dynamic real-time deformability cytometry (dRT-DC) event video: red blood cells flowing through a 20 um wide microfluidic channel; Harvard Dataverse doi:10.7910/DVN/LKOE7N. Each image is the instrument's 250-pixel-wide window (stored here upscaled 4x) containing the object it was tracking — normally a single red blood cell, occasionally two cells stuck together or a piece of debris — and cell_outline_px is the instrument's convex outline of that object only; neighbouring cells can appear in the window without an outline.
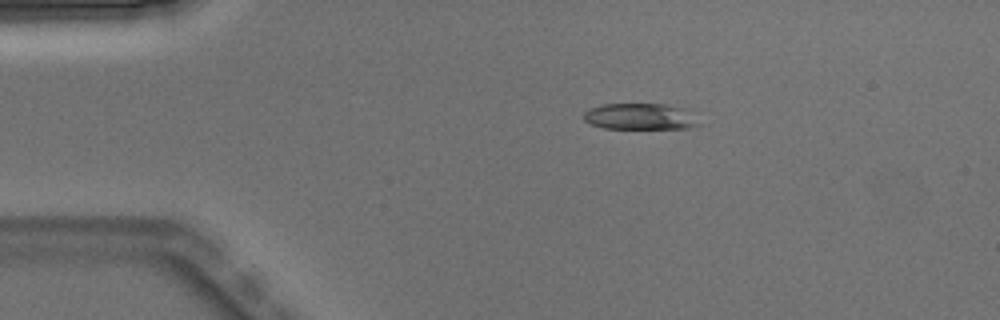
{"species": "Egyptian fruit bat (a non-hibernating species)", "species_latin": "Rousettus aegyptiacus", "temperature_condition": "warm", "stored_images_in_passage": 4, "camera_frame_rate_fps": 3000, "um_per_image_px": 0.085, "animal": {"sex": "male"}, "frame": {"image": 1, "passage_image": 2, "time_ms": 0.333, "image_size_px": [1000, 320], "cell_outline_px": [[700, 124], [688, 128], [604, 128], [592, 124], [584, 120], [584, 112], [588, 108], [604, 104], [668, 104], [692, 108]], "centroid_in_image_um": [54.5, 9.88], "position_along_channel_um": 30.5, "area_um2": 17.98}}
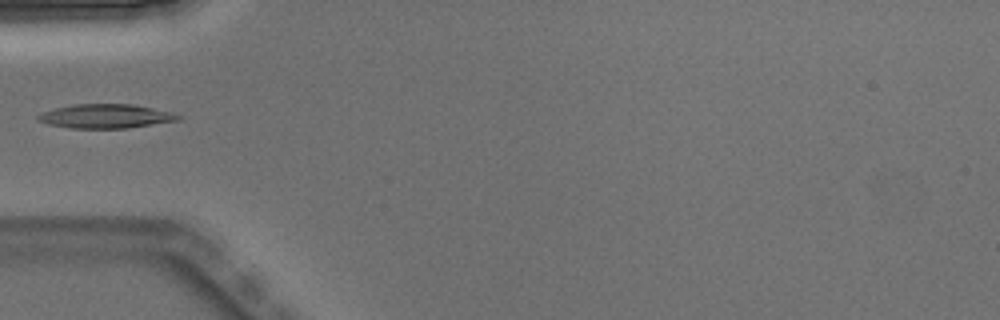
{"frame": {"image": 2, "passage_image": 4, "time_ms": 1.0, "image_size_px": [1000, 320], "cell_outline_px": [[184, 116], [180, 120], [128, 128], [68, 128], [48, 124], [36, 120], [36, 116], [44, 112], [56, 108], [76, 104], [132, 104], [172, 112]], "centroid_in_image_um": [9.01, 9.88], "position_along_channel_um": 76.0, "area_um2": 19.65}}